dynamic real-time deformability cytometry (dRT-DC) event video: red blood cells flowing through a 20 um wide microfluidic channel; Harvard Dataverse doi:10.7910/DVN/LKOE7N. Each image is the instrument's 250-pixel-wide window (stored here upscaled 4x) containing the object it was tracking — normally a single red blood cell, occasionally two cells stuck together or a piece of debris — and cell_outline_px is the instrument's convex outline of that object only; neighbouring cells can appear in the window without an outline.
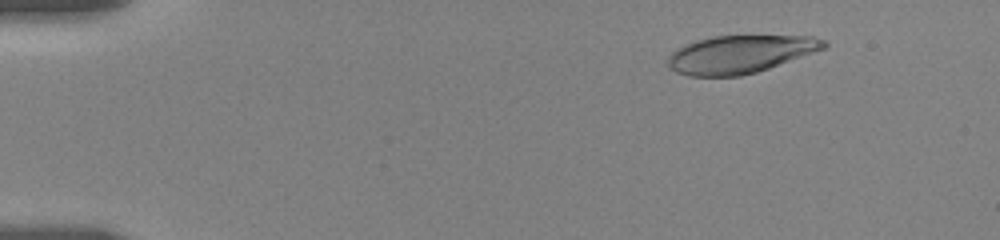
{"species": "human", "species_latin": "Homo sapiens", "temperature_condition": "room temperature", "stored_images_in_passage": 10, "camera_frame_rate_fps": 3000, "um_per_image_px": 0.085, "donor": {"sex": "female"}, "frame": {"image": 1, "passage_image": 7, "time_ms": 2.0, "image_size_px": [1000, 240], "cell_outline_px": [[828, 44], [824, 48], [768, 68], [756, 72], [740, 76], [688, 76], [676, 72], [668, 68], [668, 56], [676, 48], [684, 44], [696, 40], [712, 36], [812, 36], [824, 40]], "centroid_in_image_um": [62.84, 4.61], "position_along_channel_um": 22.2, "area_um2": 34.22}}